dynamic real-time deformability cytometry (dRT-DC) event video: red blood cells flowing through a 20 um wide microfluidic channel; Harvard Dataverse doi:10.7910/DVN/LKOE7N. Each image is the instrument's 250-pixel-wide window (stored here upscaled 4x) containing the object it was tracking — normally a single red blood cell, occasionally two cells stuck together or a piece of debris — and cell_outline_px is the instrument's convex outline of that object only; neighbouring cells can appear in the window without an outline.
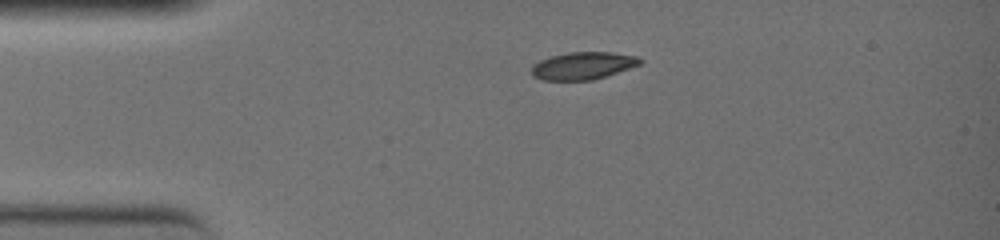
{"species": "common noctule bat (a hibernating species)", "species_latin": "Nyctalus noctula", "temperature_condition": "warm", "stored_images_in_passage": 8, "camera_frame_rate_fps": 3000, "um_per_image_px": 0.085, "animal": {"sex": "female", "body_mass_g": 19.0, "forearm_length_mm": 51.5}, "frame": {"image": 1, "passage_image": 1, "time_ms": 0.0, "image_size_px": [1000, 240], "cell_outline_px": [[644, 60], [640, 64], [592, 80], [540, 80], [532, 76], [532, 64], [540, 60], [552, 56], [568, 52], [612, 52], [640, 56]], "centroid_in_image_um": [49.54, 5.57], "position_along_channel_um": 35.5, "area_um2": 17.34}}